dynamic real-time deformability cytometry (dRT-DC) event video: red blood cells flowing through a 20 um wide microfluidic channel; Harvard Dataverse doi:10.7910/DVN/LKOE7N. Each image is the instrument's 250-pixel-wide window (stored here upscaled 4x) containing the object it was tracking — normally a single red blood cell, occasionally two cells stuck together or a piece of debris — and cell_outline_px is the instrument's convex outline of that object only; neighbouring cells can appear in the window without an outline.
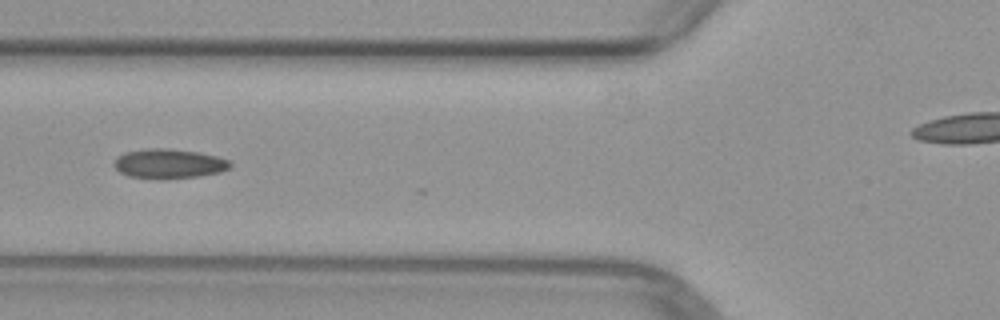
{"species": "common noctule bat (a hibernating species)", "species_latin": "Nyctalus noctula", "temperature_condition": "warm", "stored_images_in_passage": 5, "camera_frame_rate_fps": 3000, "um_per_image_px": 0.085, "animal": {"sex": "female", "body_mass_g": 29.2, "forearm_length_mm": 56.3}, "frame": {"image": 1, "passage_image": 5, "time_ms": 4.667, "image_size_px": [1000, 320], "cell_outline_px": [[232, 164], [228, 168], [220, 172], [200, 176], [160, 180], [128, 176], [120, 172], [112, 164], [124, 152], [148, 148], [164, 148], [200, 152], [216, 156], [228, 160]], "centroid_in_image_um": [14.35, 13.92], "position_along_channel_um": 111.5, "area_um2": 20.11}}